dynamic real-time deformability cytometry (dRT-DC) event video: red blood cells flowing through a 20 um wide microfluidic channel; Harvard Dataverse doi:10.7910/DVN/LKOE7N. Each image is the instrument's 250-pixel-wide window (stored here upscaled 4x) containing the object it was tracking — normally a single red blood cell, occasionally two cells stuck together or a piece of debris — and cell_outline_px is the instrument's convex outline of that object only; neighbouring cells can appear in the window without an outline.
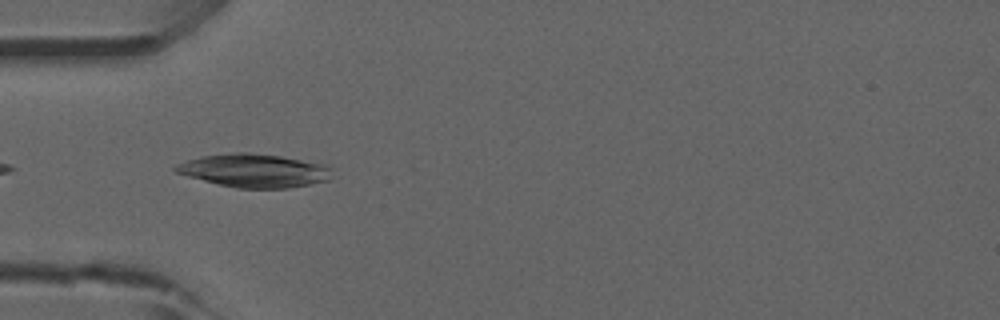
{"species": "common noctule bat (a hibernating species)", "species_latin": "Nyctalus noctula", "temperature_condition": "room temperature", "stored_images_in_passage": 5, "segment_of_instrument_passage": [1, 2], "camera_frame_rate_fps": 3000, "um_per_image_px": 0.085, "animal": {"sex": "male", "forearm_length_mm": 52.5}, "frame": {"image": 1, "passage_image": 2, "time_ms": 0.333, "image_size_px": [1000, 320], "cell_outline_px": [[332, 168], [328, 180], [312, 184], [288, 188], [236, 188], [188, 176], [176, 172], [172, 168], [176, 164], [188, 160], [204, 156], [236, 152], [248, 152], [280, 156], [328, 164]], "centroid_in_image_um": [21.65, 14.5], "position_along_channel_um": 63.3, "area_um2": 30.29}}